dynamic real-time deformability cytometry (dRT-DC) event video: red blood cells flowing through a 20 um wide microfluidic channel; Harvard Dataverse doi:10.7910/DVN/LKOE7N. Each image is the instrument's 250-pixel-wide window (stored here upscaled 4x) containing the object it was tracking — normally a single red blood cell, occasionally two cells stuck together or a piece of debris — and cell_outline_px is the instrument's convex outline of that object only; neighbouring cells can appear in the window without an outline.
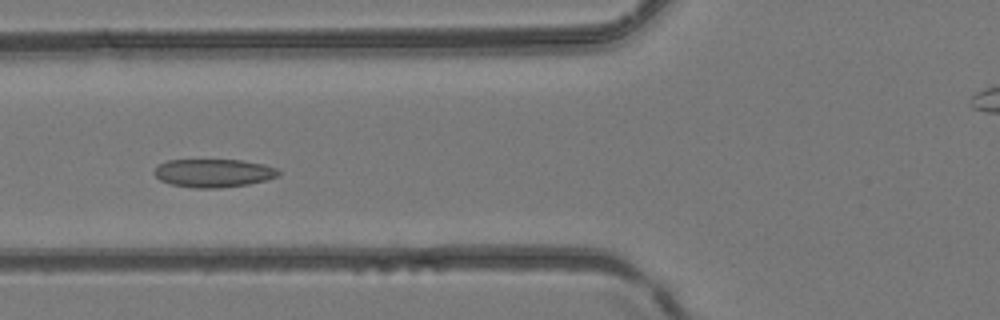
{"species": "common noctule bat (a hibernating species)", "species_latin": "Nyctalus noctula", "temperature_condition": "room temperature", "stored_images_in_passage": 5, "camera_frame_rate_fps": 3000, "um_per_image_px": 0.085, "animal": {"sex": "female", "body_mass_g": 24.6, "forearm_length_mm": 56.2}, "frame": {"image": 1, "passage_image": 5, "time_ms": 1.333, "image_size_px": [1000, 320], "cell_outline_px": [[280, 176], [248, 184], [220, 188], [192, 188], [172, 184], [160, 180], [152, 172], [160, 164], [168, 160], [240, 160], [264, 164], [276, 168], [280, 172]], "centroid_in_image_um": [18.15, 14.71], "position_along_channel_um": 107.6, "area_um2": 20.4}}